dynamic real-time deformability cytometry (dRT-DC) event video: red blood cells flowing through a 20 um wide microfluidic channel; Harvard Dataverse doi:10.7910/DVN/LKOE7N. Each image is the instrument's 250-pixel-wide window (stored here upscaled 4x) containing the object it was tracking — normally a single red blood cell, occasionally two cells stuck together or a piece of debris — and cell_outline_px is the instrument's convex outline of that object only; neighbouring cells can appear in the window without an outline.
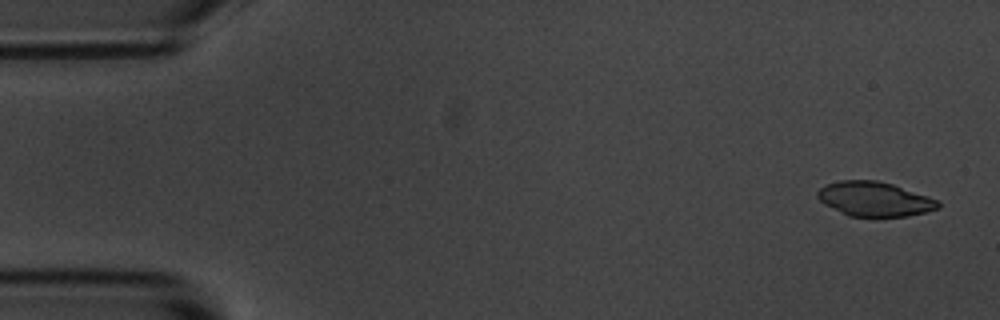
{"species": "common noctule bat (a hibernating species)", "species_latin": "Nyctalus noctula", "temperature_condition": "room temperature", "stored_images_in_passage": 54, "camera_frame_rate_fps": 3000, "um_per_image_px": 0.085, "animal": {"sex": "male", "body_mass_g": 20.1, "forearm_length_mm": 53.5}, "frame": {"image": 1, "passage_image": 2, "time_ms": 0.333, "image_size_px": [1000, 320], "cell_outline_px": [[940, 208], [908, 216], [848, 216], [824, 204], [816, 196], [816, 192], [824, 184], [840, 180], [876, 180], [892, 184], [936, 200], [940, 204]], "centroid_in_image_um": [74.26, 16.91], "position_along_channel_um": 10.7, "area_um2": 23.99}}
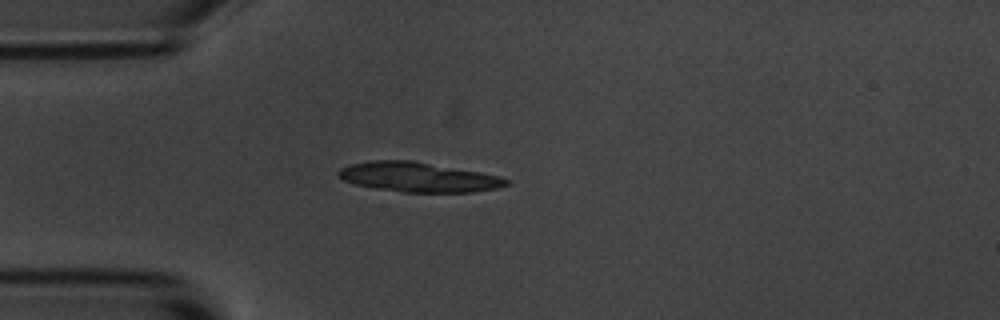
{"frame": {"image": 2, "passage_image": 14, "time_ms": 4.333, "image_size_px": [1000, 320], "cell_outline_px": [[512, 180], [508, 184], [496, 188], [472, 192], [404, 192], [376, 188], [356, 184], [344, 180], [336, 176], [336, 172], [340, 168], [352, 164], [372, 160], [412, 160], [480, 172], [500, 176]], "centroid_in_image_um": [35.56, 15.05], "position_along_channel_um": 49.4, "area_um2": 28.96}}